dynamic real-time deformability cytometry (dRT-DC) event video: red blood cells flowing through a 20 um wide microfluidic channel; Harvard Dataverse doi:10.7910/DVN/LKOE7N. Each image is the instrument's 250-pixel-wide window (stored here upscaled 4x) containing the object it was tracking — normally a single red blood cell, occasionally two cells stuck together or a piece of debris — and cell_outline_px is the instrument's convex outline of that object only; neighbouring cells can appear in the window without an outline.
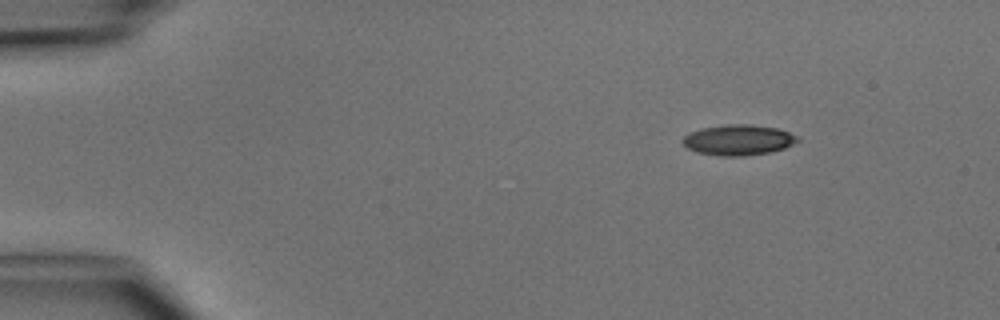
{"species": "common noctule bat (a hibernating species)", "species_latin": "Nyctalus noctula", "temperature_condition": "cold", "stored_images_in_passage": 6, "camera_frame_rate_fps": 3000, "um_per_image_px": 0.085, "animal": {"sex": "male", "body_mass_g": 15.6}, "frame": {"image": 1, "passage_image": 6, "time_ms": 5.667, "image_size_px": [1000, 320], "cell_outline_px": [[800, 140], [784, 148], [768, 152], [744, 156], [720, 156], [696, 152], [688, 148], [680, 140], [688, 132], [700, 128], [728, 124], [752, 124], [776, 128], [800, 136]], "centroid_in_image_um": [62.73, 11.89], "position_along_channel_um": 22.3, "area_um2": 20.58}}